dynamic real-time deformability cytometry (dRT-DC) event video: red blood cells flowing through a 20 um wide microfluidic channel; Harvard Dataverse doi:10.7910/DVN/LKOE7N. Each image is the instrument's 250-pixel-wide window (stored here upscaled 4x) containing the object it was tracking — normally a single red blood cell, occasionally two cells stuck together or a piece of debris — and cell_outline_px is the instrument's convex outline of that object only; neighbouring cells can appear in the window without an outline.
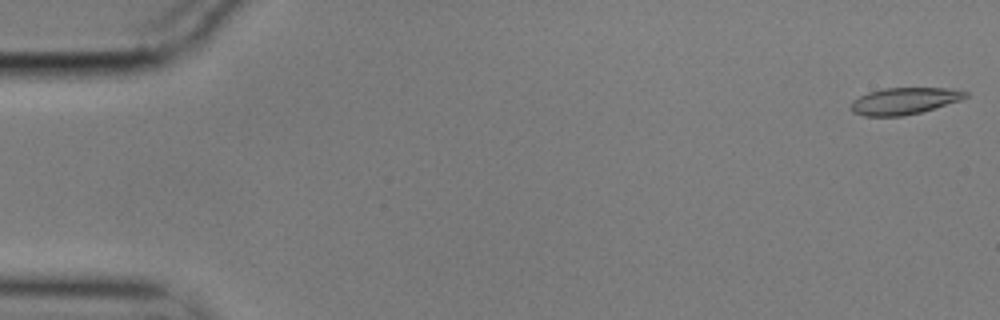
{"species": "common noctule bat (a hibernating species)", "species_latin": "Nyctalus noctula", "temperature_condition": "cold", "stored_images_in_passage": 7, "camera_frame_rate_fps": 3000, "um_per_image_px": 0.085, "animal": {"sex": "male", "body_mass_g": 17.9}, "frame": {"image": 1, "passage_image": 1, "time_ms": 0.0, "image_size_px": [1000, 320], "cell_outline_px": [[968, 96], [960, 100], [920, 112], [904, 116], [864, 116], [852, 112], [852, 100], [868, 92], [884, 88], [944, 88], [968, 92]], "centroid_in_image_um": [76.83, 8.58], "position_along_channel_um": 8.2, "area_um2": 17.63}}